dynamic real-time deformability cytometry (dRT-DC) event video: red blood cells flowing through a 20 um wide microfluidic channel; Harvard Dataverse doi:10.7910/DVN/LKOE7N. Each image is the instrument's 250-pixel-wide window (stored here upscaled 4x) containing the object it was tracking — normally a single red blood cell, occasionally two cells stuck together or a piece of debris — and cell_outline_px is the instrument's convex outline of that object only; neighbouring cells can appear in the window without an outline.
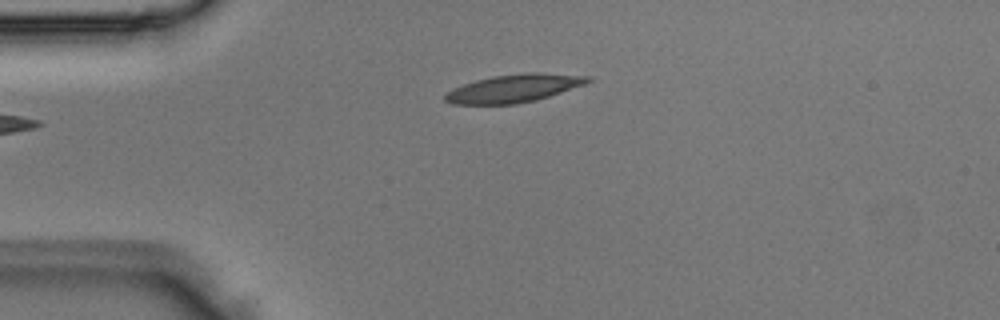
{"species": "Egyptian fruit bat (a non-hibernating species)", "species_latin": "Rousettus aegyptiacus", "temperature_condition": "room temperature", "stored_images_in_passage": 2, "camera_frame_rate_fps": 3000, "um_per_image_px": 0.085, "animal": {"sex": "male"}, "frame": {"image": 1, "passage_image": 1, "time_ms": 0.0, "image_size_px": [1000, 320], "cell_outline_px": [[592, 80], [584, 84], [536, 100], [516, 104], [452, 104], [444, 100], [444, 96], [452, 88], [476, 80], [492, 76], [524, 72], [540, 72], [592, 76]], "centroid_in_image_um": [43.68, 7.49], "position_along_channel_um": 41.3, "area_um2": 23.24}}